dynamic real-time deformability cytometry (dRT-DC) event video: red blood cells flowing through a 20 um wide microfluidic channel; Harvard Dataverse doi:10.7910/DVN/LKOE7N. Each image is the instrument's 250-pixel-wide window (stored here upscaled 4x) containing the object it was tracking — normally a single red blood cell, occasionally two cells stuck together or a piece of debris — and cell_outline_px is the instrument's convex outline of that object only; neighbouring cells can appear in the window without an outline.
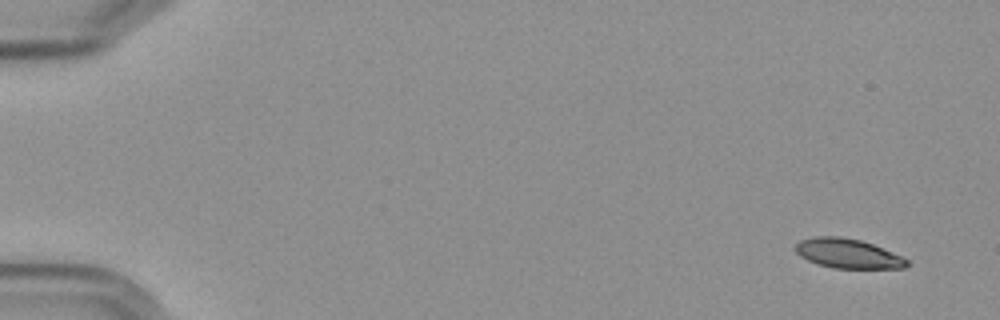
{"species": "Egyptian fruit bat (a non-hibernating species)", "species_latin": "Rousettus aegyptiacus", "temperature_condition": "cold", "stored_images_in_passage": 5, "camera_frame_rate_fps": 3000, "um_per_image_px": 0.085, "frame": {"image": 1, "passage_image": 5, "time_ms": 4.667, "image_size_px": [1000, 320], "cell_outline_px": [[908, 264], [904, 268], [832, 268], [808, 260], [800, 256], [792, 248], [800, 240], [812, 236], [840, 236], [860, 240], [872, 244], [900, 256], [908, 260]], "centroid_in_image_um": [72.0, 21.54], "position_along_channel_um": 13.0, "area_um2": 19.02}}